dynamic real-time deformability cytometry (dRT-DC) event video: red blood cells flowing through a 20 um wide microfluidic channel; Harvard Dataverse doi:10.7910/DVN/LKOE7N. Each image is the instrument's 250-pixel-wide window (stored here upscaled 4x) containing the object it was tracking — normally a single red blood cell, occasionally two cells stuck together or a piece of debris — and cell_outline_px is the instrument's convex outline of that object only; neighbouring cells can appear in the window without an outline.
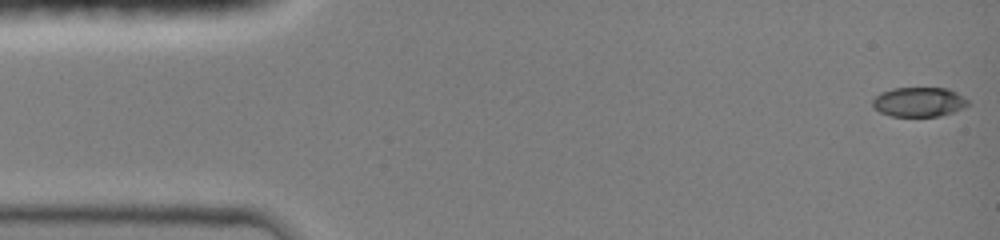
{"species": "common noctule bat (a hibernating species)", "species_latin": "Nyctalus noctula", "temperature_condition": "room temperature", "stored_images_in_passage": 49, "camera_frame_rate_fps": 3000, "um_per_image_px": 0.085, "animal": {"sex": "female", "body_mass_g": 19.0, "forearm_length_mm": 51.5}, "frame": {"image": 1, "passage_image": 1, "time_ms": 0.0, "image_size_px": [1000, 240], "cell_outline_px": [[968, 104], [952, 112], [940, 116], [892, 116], [880, 112], [872, 108], [872, 100], [880, 92], [892, 88], [948, 88], [956, 92], [968, 100]], "centroid_in_image_um": [78.05, 8.66], "position_along_channel_um": 6.9, "area_um2": 16.36}}
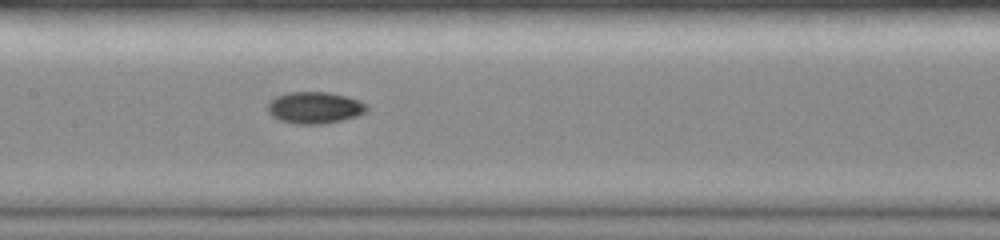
{"frame": {"image": 2, "passage_image": 28, "time_ms": 7.0, "image_size_px": [1000, 240], "cell_outline_px": [[368, 112], [356, 116], [324, 124], [292, 124], [280, 120], [272, 116], [268, 112], [268, 104], [276, 96], [288, 92], [328, 92], [344, 96], [356, 100], [364, 104], [368, 108]], "centroid_in_image_um": [26.72, 9.16], "position_along_channel_um": 180.7, "area_um2": 18.15}}
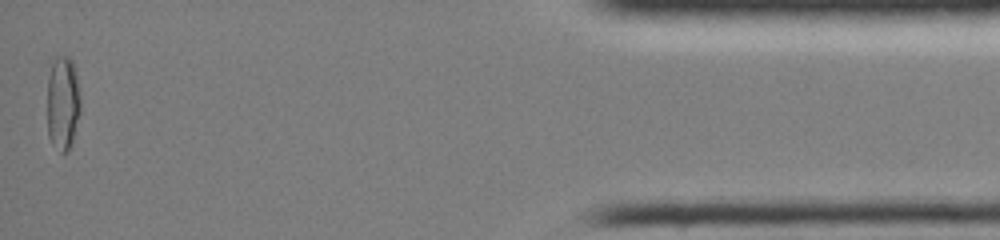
{"frame": {"image": 3, "passage_image": 49, "time_ms": 14.667, "image_size_px": [1000, 240], "cell_outline_px": [[80, 112], [72, 144], [68, 152], [60, 152], [52, 144], [48, 136], [48, 76], [52, 64], [56, 56], [68, 56], [72, 60], [76, 76], [80, 96]], "centroid_in_image_um": [5.34, 8.79], "position_along_channel_um": 429.9, "area_um2": 18.32}, "authors_computed_cell_mechanics": {"area_um2": 17.2822, "velocity_mm_per_s": 4.2103, "shape_relaxation_time_tau1_ms": null, "shape_relaxation_time_tau2_ms": 5.6154, "deformation_change_tau1": null, "deformation_change_tau2": 0.0603}}